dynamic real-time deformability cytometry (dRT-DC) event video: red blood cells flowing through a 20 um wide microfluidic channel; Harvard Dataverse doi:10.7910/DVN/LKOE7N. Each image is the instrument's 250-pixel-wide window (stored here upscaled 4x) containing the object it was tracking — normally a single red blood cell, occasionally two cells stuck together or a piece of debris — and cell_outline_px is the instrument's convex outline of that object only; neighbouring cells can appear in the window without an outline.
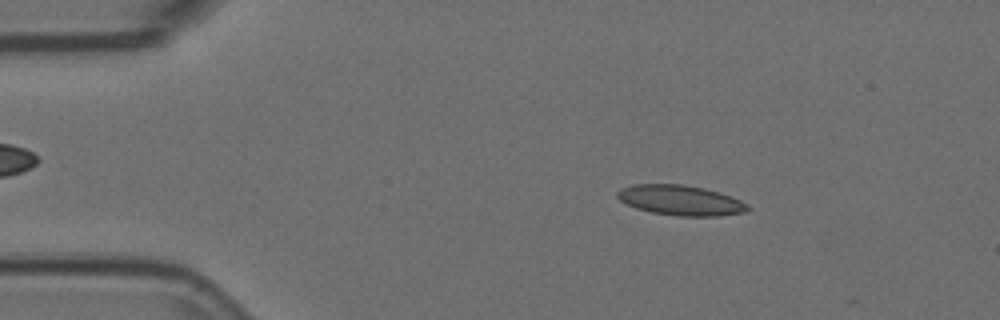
{"species": "Egyptian fruit bat (a non-hibernating species)", "species_latin": "Rousettus aegyptiacus", "temperature_condition": "room temperature", "stored_images_in_passage": 55, "camera_frame_rate_fps": 3000, "um_per_image_px": 0.085, "animal": {"sex": "female"}, "frame": {"image": 1, "passage_image": 8, "time_ms": 2.333, "image_size_px": [1000, 320], "cell_outline_px": [[752, 208], [744, 212], [720, 216], [680, 216], [652, 212], [636, 208], [620, 200], [616, 196], [616, 192], [620, 188], [632, 184], [684, 184], [704, 188], [740, 200], [748, 204]], "centroid_in_image_um": [57.83, 17.02], "position_along_channel_um": 27.2, "area_um2": 22.83}}
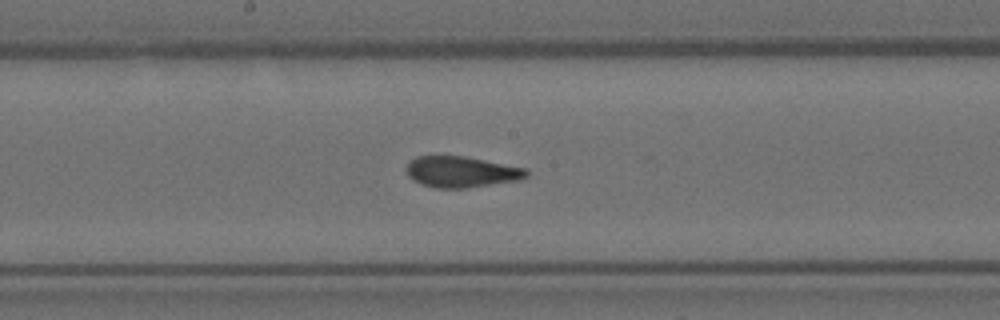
{"frame": {"image": 2, "passage_image": 28, "time_ms": 9.0, "image_size_px": [1000, 320], "cell_outline_px": [[528, 176], [520, 180], [468, 188], [436, 188], [420, 184], [412, 180], [408, 176], [404, 168], [416, 156], [464, 156], [528, 168]], "centroid_in_image_um": [39.22, 14.61], "position_along_channel_um": 209.0, "area_um2": 21.96}}
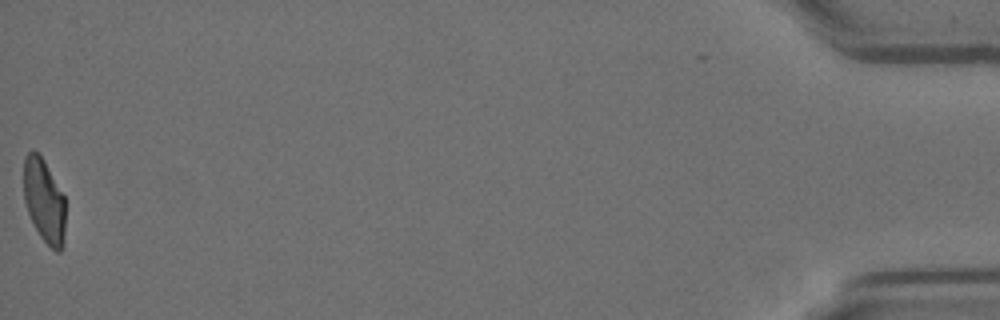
{"frame": {"image": 3, "passage_image": 55, "time_ms": 18.0, "image_size_px": [1000, 320], "cell_outline_px": [[64, 244], [60, 252], [56, 252], [40, 236], [28, 212], [24, 200], [24, 156], [32, 148], [44, 160], [64, 196]], "centroid_in_image_um": [3.74, 17.05], "position_along_channel_um": 431.5, "area_um2": 20.17}, "authors_computed_cell_mechanics": {"area_um2": 22.3108, "velocity_mm_per_s": 3.6111, "shape_relaxation_time_tau1_ms": 10.9895, "shape_relaxation_time_tau2_ms": 1.1511, "deformation_change_tau1": 0.2315, "deformation_change_tau2": 0.0731}}